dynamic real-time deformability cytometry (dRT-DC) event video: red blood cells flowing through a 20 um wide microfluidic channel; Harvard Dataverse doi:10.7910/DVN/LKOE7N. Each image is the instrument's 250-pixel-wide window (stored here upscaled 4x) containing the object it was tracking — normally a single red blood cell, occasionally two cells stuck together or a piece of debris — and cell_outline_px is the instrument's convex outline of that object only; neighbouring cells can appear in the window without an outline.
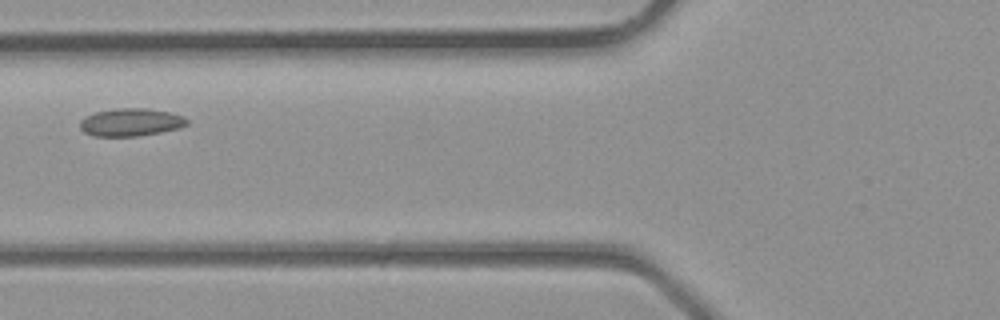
{"species": "common noctule bat (a hibernating species)", "species_latin": "Nyctalus noctula", "temperature_condition": "room temperature", "stored_images_in_passage": 5, "camera_frame_rate_fps": 3000, "um_per_image_px": 0.085, "animal": {"sex": "male", "body_mass_g": 23.1, "forearm_length_mm": 52.7}, "frame": {"image": 1, "passage_image": 5, "time_ms": 1.333, "image_size_px": [1000, 320], "cell_outline_px": [[188, 124], [180, 128], [140, 136], [92, 136], [84, 132], [80, 128], [80, 120], [84, 116], [96, 112], [116, 108], [144, 108], [168, 112], [184, 116], [188, 120]], "centroid_in_image_um": [11.1, 10.39], "position_along_channel_um": 114.7, "area_um2": 17.4}}